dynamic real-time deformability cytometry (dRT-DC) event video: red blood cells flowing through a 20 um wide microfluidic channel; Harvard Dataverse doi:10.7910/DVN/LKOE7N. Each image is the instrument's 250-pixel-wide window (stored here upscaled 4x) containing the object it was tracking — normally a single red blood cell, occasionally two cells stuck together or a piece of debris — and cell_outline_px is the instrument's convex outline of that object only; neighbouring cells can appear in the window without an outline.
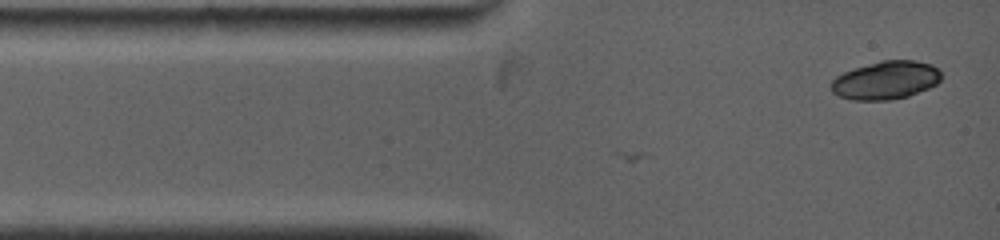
{"species": "common noctule bat (a hibernating species)", "species_latin": "Nyctalus noctula", "temperature_condition": "warm", "stored_images_in_passage": 3, "camera_frame_rate_fps": 5000, "um_per_image_px": 0.085, "animal": {"sex": "female", "body_mass_g": 19.0, "forearm_length_mm": 53.3}, "frame": {"image": 1, "passage_image": 3, "time_ms": 0.6, "image_size_px": [1000, 240], "cell_outline_px": [[940, 80], [936, 84], [928, 88], [908, 96], [888, 100], [852, 100], [840, 96], [832, 92], [832, 80], [836, 76], [844, 72], [880, 60], [912, 60], [932, 64], [940, 72]], "centroid_in_image_um": [75.29, 6.82], "position_along_channel_um": 9.7, "area_um2": 24.28}}